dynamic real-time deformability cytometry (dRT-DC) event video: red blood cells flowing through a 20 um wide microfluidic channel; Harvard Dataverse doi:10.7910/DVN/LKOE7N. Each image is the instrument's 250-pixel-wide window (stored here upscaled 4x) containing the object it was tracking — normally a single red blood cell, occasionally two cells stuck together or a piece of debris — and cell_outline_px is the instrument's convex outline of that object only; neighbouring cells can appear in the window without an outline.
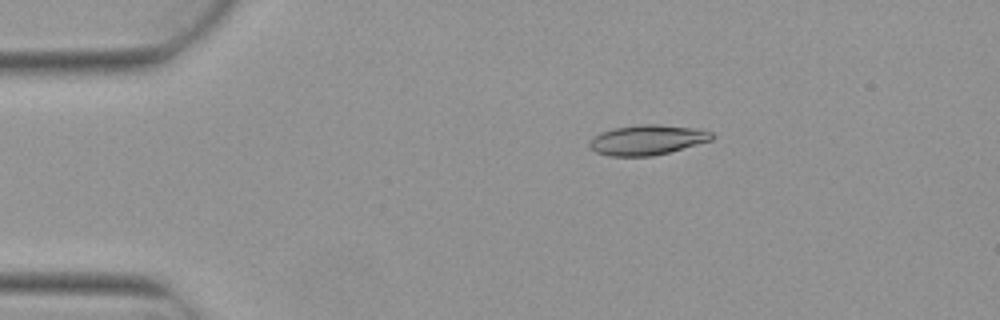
{"species": "Egyptian fruit bat (a non-hibernating species)", "species_latin": "Rousettus aegyptiacus", "temperature_condition": "warm", "stored_images_in_passage": 6, "camera_frame_rate_fps": 3000, "um_per_image_px": 0.085, "animal": {"sex": "female"}, "frame": {"image": 1, "passage_image": 3, "time_ms": 0.667, "image_size_px": [1000, 320], "cell_outline_px": [[716, 136], [712, 140], [668, 152], [652, 156], [608, 156], [596, 152], [588, 144], [588, 140], [600, 132], [612, 128], [640, 124], [656, 124], [692, 128], [712, 132]], "centroid_in_image_um": [54.98, 11.89], "position_along_channel_um": 30.0, "area_um2": 21.39}}
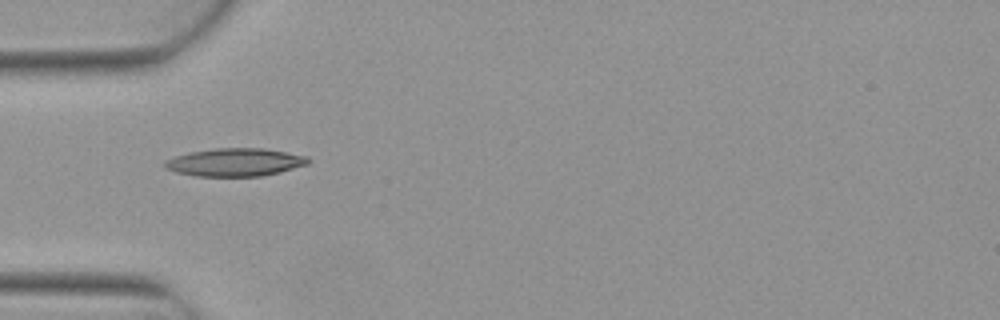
{"frame": {"image": 2, "passage_image": 5, "time_ms": 1.333, "image_size_px": [1000, 320], "cell_outline_px": [[312, 160], [308, 164], [280, 172], [260, 176], [196, 176], [176, 172], [164, 168], [164, 160], [188, 152], [216, 148], [264, 148], [308, 156]], "centroid_in_image_um": [19.98, 13.78], "position_along_channel_um": 65.0, "area_um2": 23.47}}
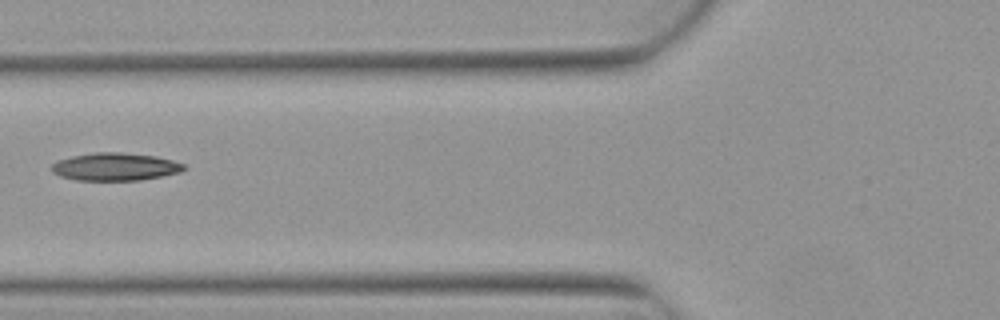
{"frame": {"image": 3, "passage_image": 6, "time_ms": 1.667, "image_size_px": [1000, 320], "cell_outline_px": [[188, 168], [180, 172], [140, 180], [76, 180], [60, 176], [52, 172], [52, 164], [60, 160], [72, 156], [96, 152], [120, 152], [156, 156], [172, 160], [184, 164]], "centroid_in_image_um": [9.81, 14.17], "position_along_channel_um": 116.0, "area_um2": 21.27}}